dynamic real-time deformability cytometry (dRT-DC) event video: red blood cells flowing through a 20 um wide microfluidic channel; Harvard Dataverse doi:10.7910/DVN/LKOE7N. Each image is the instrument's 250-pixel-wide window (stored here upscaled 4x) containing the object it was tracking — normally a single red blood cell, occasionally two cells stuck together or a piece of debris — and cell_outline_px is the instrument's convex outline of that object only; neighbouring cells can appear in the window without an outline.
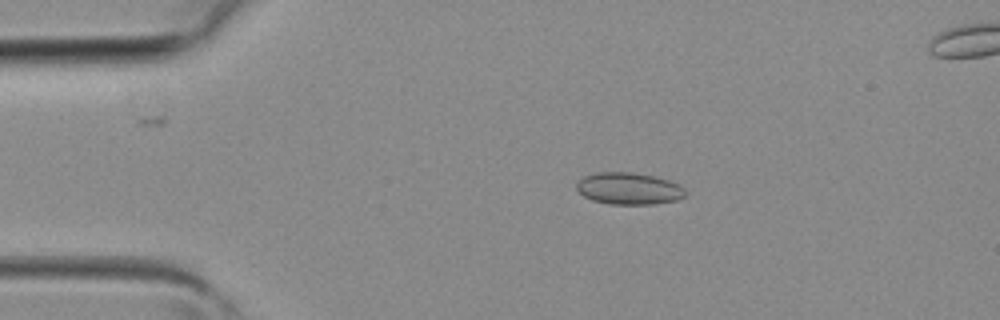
{"species": "common noctule bat (a hibernating species)", "species_latin": "Nyctalus noctula", "temperature_condition": "room temperature", "stored_images_in_passage": 5, "camera_frame_rate_fps": 3000, "um_per_image_px": 0.085, "animal": {"sex": "female", "body_mass_g": 19.3, "forearm_length_mm": 54.1}, "frame": {"image": 1, "passage_image": 3, "time_ms": 0.667, "image_size_px": [1000, 320], "cell_outline_px": [[684, 196], [680, 200], [656, 204], [608, 204], [592, 200], [584, 196], [576, 188], [576, 184], [584, 176], [596, 172], [632, 172], [656, 176], [680, 184], [684, 188]], "centroid_in_image_um": [53.47, 16.03], "position_along_channel_um": 31.5, "area_um2": 20.4}}